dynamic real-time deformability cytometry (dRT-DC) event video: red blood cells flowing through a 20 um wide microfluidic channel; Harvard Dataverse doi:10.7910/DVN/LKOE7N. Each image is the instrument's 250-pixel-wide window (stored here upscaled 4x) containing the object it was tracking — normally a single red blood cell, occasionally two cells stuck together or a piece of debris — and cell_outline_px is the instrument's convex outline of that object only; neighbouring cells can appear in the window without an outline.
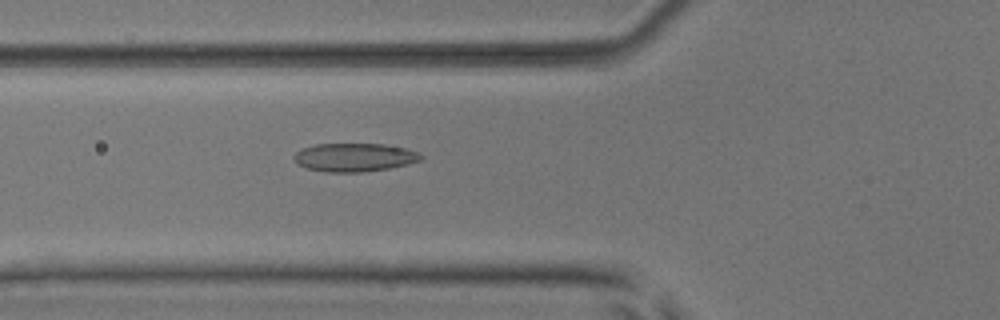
{"species": "common noctule bat (a hibernating species)", "species_latin": "Nyctalus noctula", "temperature_condition": "room temperature", "stored_images_in_passage": 44, "camera_frame_rate_fps": 3000, "um_per_image_px": 0.085, "animal": {"sex": "male", "body_mass_g": 17.9, "forearm_length_mm": 54.2}, "frame": {"image": 1, "passage_image": 15, "time_ms": 4.667, "image_size_px": [1000, 320], "cell_outline_px": [[424, 156], [420, 160], [408, 164], [388, 168], [364, 172], [324, 172], [308, 168], [296, 164], [292, 156], [300, 148], [316, 144], [384, 144], [404, 148], [416, 152]], "centroid_in_image_um": [30.07, 13.37], "position_along_channel_um": 95.7, "area_um2": 21.04}}
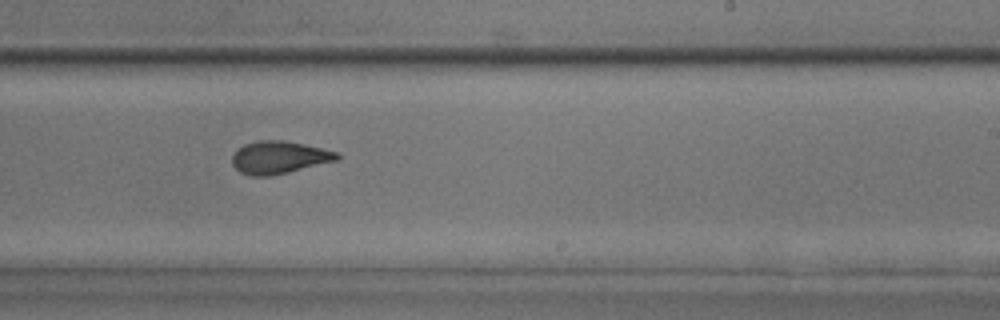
{"frame": {"image": 2, "passage_image": 28, "time_ms": 9.0, "image_size_px": [1000, 320], "cell_outline_px": [[340, 160], [288, 172], [268, 176], [252, 176], [240, 172], [232, 164], [232, 156], [244, 144], [256, 140], [284, 140], [304, 144], [340, 152]], "centroid_in_image_um": [23.77, 13.37], "position_along_channel_um": 265.2, "area_um2": 20.0}}
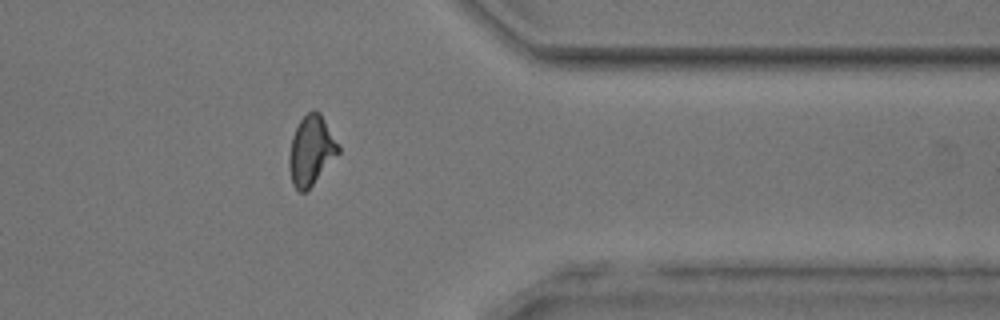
{"frame": {"image": 3, "passage_image": 38, "time_ms": 12.333, "image_size_px": [1000, 320], "cell_outline_px": [[340, 152], [312, 184], [304, 192], [300, 192], [292, 184], [288, 168], [288, 156], [292, 136], [300, 120], [308, 112], [320, 112], [340, 148]], "centroid_in_image_um": [26.42, 12.8], "position_along_channel_um": 385.0, "area_um2": 19.54}}